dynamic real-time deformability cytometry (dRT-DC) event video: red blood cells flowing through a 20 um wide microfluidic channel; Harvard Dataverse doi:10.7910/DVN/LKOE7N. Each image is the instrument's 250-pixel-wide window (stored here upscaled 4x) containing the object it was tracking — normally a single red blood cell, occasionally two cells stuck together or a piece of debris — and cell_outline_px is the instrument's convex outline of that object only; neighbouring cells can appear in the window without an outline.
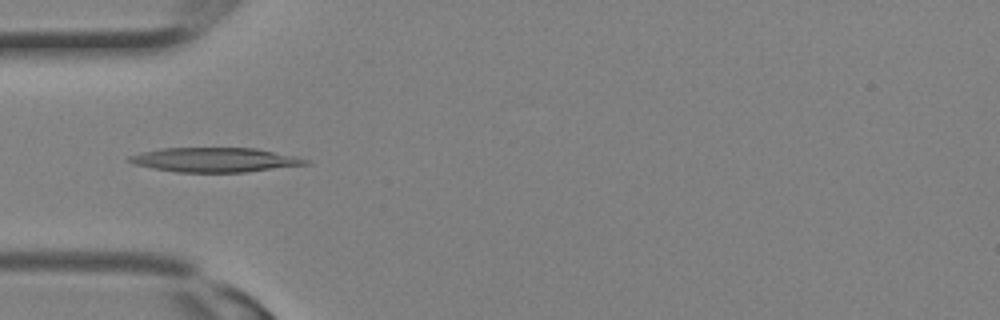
{"species": "Egyptian fruit bat (a non-hibernating species)", "species_latin": "Rousettus aegyptiacus", "temperature_condition": "room temperature", "stored_images_in_passage": 14, "camera_frame_rate_fps": 3000, "um_per_image_px": 0.085, "animal": {"sex": "female"}, "frame": {"image": 1, "passage_image": 7, "time_ms": 2.0, "image_size_px": [1000, 320], "cell_outline_px": [[312, 164], [244, 172], [176, 172], [152, 168], [132, 164], [128, 160], [128, 156], [140, 152], [160, 148], [256, 148], [312, 160]], "centroid_in_image_um": [18.25, 13.58], "position_along_channel_um": 66.7, "area_um2": 25.2}}
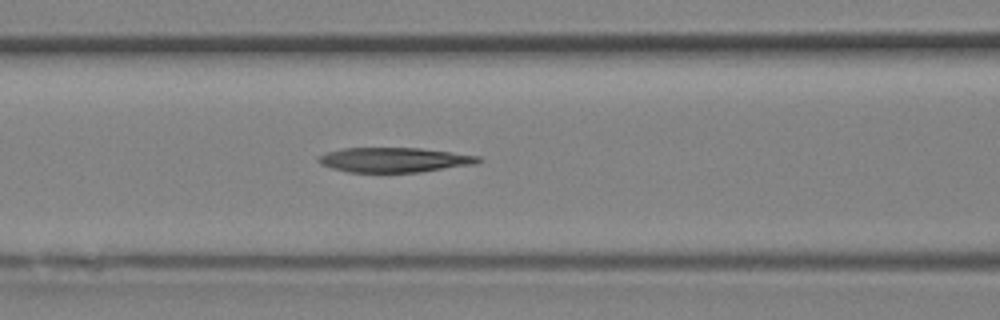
{"frame": {"image": 2, "passage_image": 10, "time_ms": 3.0, "image_size_px": [1000, 320], "cell_outline_px": [[484, 160], [476, 164], [420, 172], [348, 172], [332, 168], [320, 164], [316, 160], [316, 156], [328, 152], [344, 148], [420, 148], [452, 152], [480, 156]], "centroid_in_image_um": [33.52, 13.59], "position_along_channel_um": 133.1, "area_um2": 23.18}}
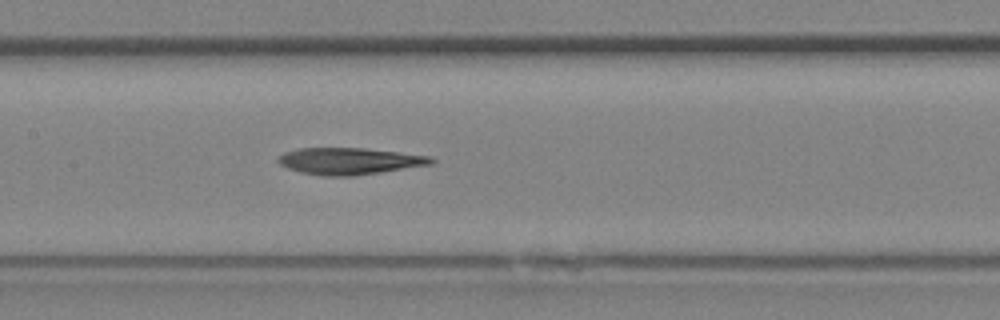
{"frame": {"image": 3, "passage_image": 12, "time_ms": 3.667, "image_size_px": [1000, 320], "cell_outline_px": [[436, 160], [432, 164], [380, 172], [352, 176], [324, 176], [300, 172], [288, 168], [280, 164], [276, 160], [284, 152], [300, 148], [364, 148], [400, 152], [432, 156]], "centroid_in_image_um": [29.72, 13.69], "position_along_channel_um": 177.7, "area_um2": 23.81}}